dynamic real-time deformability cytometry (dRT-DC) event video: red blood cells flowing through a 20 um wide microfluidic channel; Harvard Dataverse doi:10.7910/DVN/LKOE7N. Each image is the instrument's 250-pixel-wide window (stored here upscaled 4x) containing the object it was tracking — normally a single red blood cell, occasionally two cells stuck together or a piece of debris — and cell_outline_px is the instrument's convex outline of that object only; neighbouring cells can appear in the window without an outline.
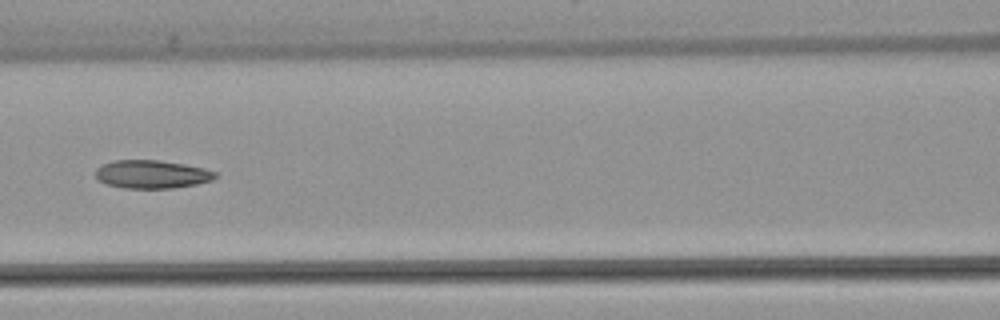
{"species": "common noctule bat (a hibernating species)", "species_latin": "Nyctalus noctula", "temperature_condition": "warm", "stored_images_in_passage": 37, "camera_frame_rate_fps": 3000, "um_per_image_px": 0.085, "animal": {"sex": "female", "body_mass_g": 22.7, "forearm_length_mm": 54.2}, "frame": {"image": 1, "passage_image": 11, "time_ms": 3.333, "image_size_px": [1000, 320], "cell_outline_px": [[216, 176], [212, 180], [196, 184], [172, 188], [124, 188], [108, 184], [100, 180], [96, 176], [96, 168], [112, 160], [160, 160], [184, 164], [204, 168], [216, 172]], "centroid_in_image_um": [12.91, 14.8], "position_along_channel_um": 153.7, "area_um2": 19.54}}
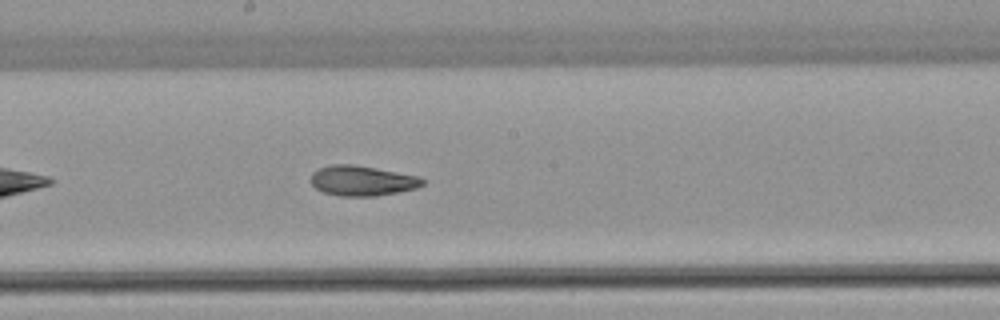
{"frame": {"image": 2, "passage_image": 16, "time_ms": 5.0, "image_size_px": [1000, 320], "cell_outline_px": [[424, 184], [416, 188], [400, 192], [376, 196], [340, 196], [324, 192], [316, 188], [312, 184], [312, 172], [320, 168], [332, 164], [352, 164], [376, 168], [416, 176], [424, 180]], "centroid_in_image_um": [30.78, 15.37], "position_along_channel_um": 217.4, "area_um2": 19.42}, "authors_computed_cell_mechanics": {"area_um2": 19.7098, "velocity_mm_per_s": 3.8365, "shape_relaxation_time_tau1_ms": null, "shape_relaxation_time_tau2_ms": 5.1435, "deformation_change_tau1": null, "deformation_change_tau2": 0.1384}}